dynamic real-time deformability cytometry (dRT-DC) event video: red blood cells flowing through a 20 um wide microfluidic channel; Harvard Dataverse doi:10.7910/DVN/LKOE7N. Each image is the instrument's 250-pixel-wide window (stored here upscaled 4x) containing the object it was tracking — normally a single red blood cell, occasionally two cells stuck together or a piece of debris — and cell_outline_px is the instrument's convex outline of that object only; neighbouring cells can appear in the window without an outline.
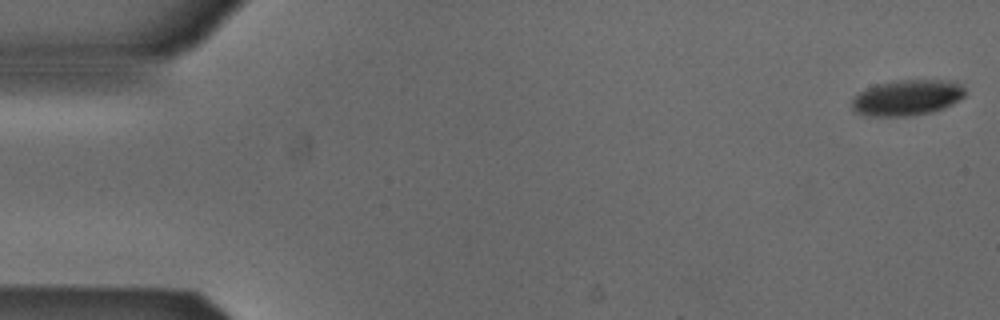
{"species": "Egyptian fruit bat (a non-hibernating species)", "species_latin": "Rousettus aegyptiacus", "temperature_condition": "cold", "stored_images_in_passage": 9, "camera_frame_rate_fps": 3000, "um_per_image_px": 0.085, "animal": {"sex": "male"}, "frame": {"image": 1, "passage_image": 1, "time_ms": 0.0, "image_size_px": [1000, 320], "cell_outline_px": [[964, 96], [952, 104], [944, 108], [932, 112], [908, 116], [872, 116], [856, 112], [852, 108], [852, 100], [860, 92], [876, 84], [900, 80], [956, 80], [964, 88]], "centroid_in_image_um": [77.14, 8.29], "position_along_channel_um": 7.9, "area_um2": 23.47}}